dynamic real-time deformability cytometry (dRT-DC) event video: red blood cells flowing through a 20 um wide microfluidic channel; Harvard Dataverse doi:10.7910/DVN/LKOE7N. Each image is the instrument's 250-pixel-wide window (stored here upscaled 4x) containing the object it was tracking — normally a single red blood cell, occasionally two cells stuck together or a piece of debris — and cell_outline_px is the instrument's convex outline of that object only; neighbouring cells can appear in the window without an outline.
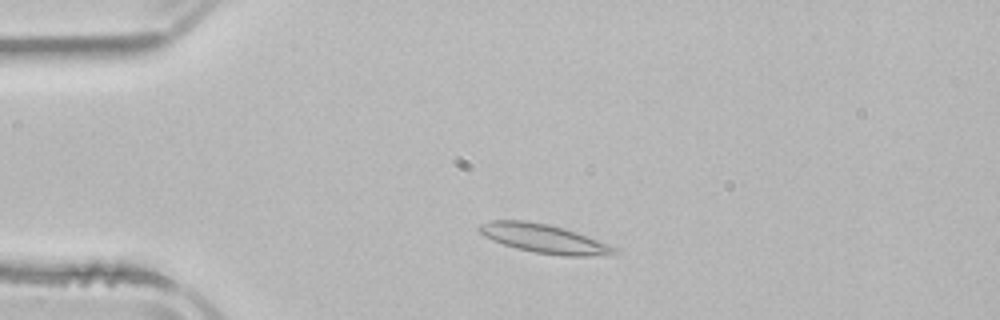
{"species": "common noctule bat (a hibernating species)", "species_latin": "Nyctalus noctula", "temperature_condition": "room temperature", "stored_images_in_passage": 3, "camera_frame_rate_fps": 3000, "um_per_image_px": 0.085, "animal": {"sex": "male", "body_mass_g": 21.5, "forearm_length_mm": 52.0}, "frame": {"image": 1, "passage_image": 2, "time_ms": 1.667, "image_size_px": [1000, 320], "cell_outline_px": [[620, 252], [612, 256], [564, 256], [536, 252], [516, 248], [492, 240], [484, 236], [476, 228], [480, 224], [492, 220], [524, 220], [548, 224], [564, 228], [576, 232], [608, 244], [616, 248]], "centroid_in_image_um": [46.27, 20.29], "position_along_channel_um": 38.7, "area_um2": 22.77}}